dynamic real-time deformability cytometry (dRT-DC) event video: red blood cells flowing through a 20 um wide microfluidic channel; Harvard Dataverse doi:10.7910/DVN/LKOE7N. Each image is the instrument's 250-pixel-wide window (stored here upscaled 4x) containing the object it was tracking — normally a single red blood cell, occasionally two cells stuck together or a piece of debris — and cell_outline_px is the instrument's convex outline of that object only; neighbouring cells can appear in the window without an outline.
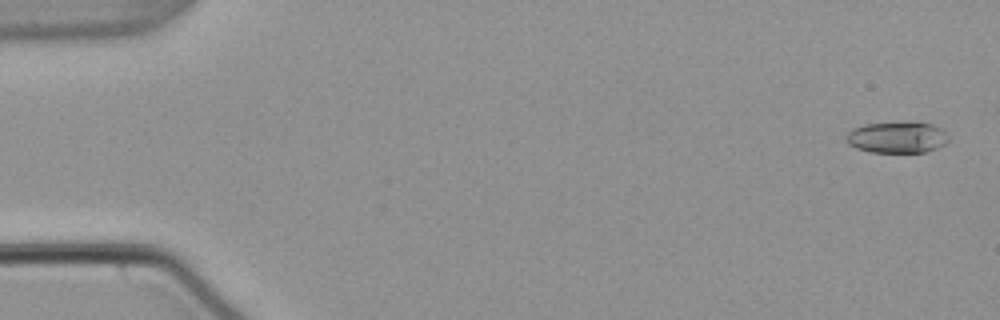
{"species": "common noctule bat (a hibernating species)", "species_latin": "Nyctalus noctula", "temperature_condition": "warm", "stored_images_in_passage": 38, "camera_frame_rate_fps": 3000, "um_per_image_px": 0.085, "animal": {"sex": "male", "body_mass_g": 21.5, "forearm_length_mm": 52.0}, "frame": {"image": 1, "passage_image": 1, "time_ms": 0.0, "image_size_px": [1000, 320], "cell_outline_px": [[948, 140], [944, 144], [936, 148], [924, 152], [868, 152], [856, 148], [848, 144], [844, 136], [852, 128], [864, 124], [932, 124], [940, 128], [948, 136]], "centroid_in_image_um": [76.18, 11.71], "position_along_channel_um": 8.8, "area_um2": 18.15}}
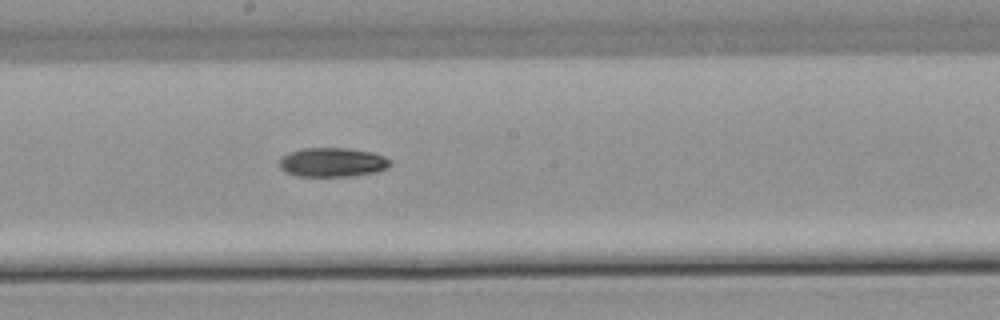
{"frame": {"image": 2, "passage_image": 29, "time_ms": 9.333, "image_size_px": [1000, 320], "cell_outline_px": [[392, 164], [376, 172], [352, 176], [296, 176], [280, 168], [280, 160], [288, 152], [300, 148], [348, 148], [372, 152], [384, 156], [392, 160]], "centroid_in_image_um": [28.27, 13.78], "position_along_channel_um": 219.9, "area_um2": 18.84}}
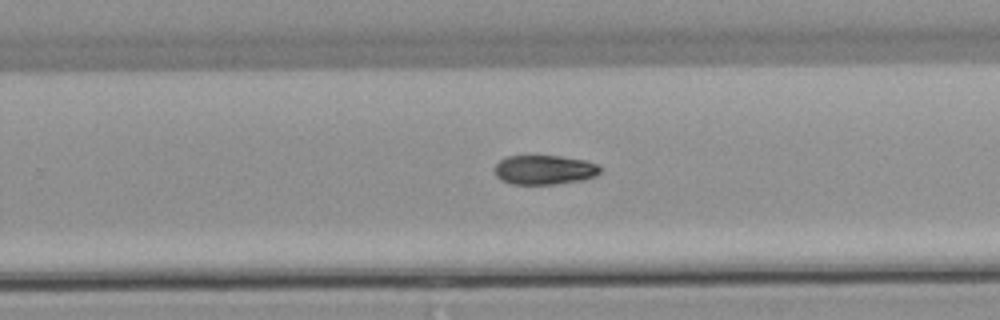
{"frame": {"image": 3, "passage_image": 34, "time_ms": 11.0, "image_size_px": [1000, 320], "cell_outline_px": [[600, 172], [596, 176], [584, 180], [556, 184], [512, 184], [500, 180], [496, 176], [496, 164], [500, 160], [508, 156], [560, 156], [584, 160], [596, 164], [600, 168]], "centroid_in_image_um": [46.28, 14.44], "position_along_channel_um": 283.5, "area_um2": 18.03}}